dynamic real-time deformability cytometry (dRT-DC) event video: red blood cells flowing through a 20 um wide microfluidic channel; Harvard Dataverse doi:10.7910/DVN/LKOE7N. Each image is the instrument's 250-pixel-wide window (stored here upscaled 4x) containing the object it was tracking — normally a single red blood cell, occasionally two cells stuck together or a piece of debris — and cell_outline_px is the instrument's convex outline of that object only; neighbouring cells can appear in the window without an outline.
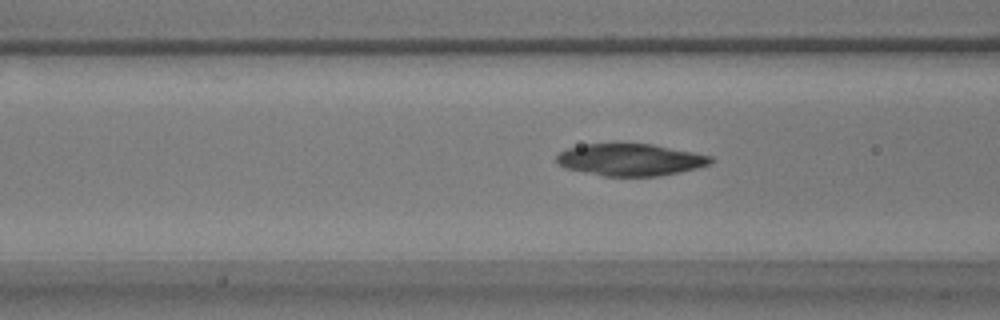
{"species": "common noctule bat (a hibernating species)", "species_latin": "Nyctalus noctula", "temperature_condition": "warm", "stored_images_in_passage": 34, "camera_frame_rate_fps": 3000, "um_per_image_px": 0.085, "animal": {"sex": "male", "body_mass_g": 17.9}, "frame": {"image": 1, "passage_image": 11, "time_ms": 3.333, "image_size_px": [1000, 320], "cell_outline_px": [[716, 160], [712, 164], [680, 172], [656, 176], [604, 176], [568, 168], [560, 164], [556, 160], [556, 156], [560, 152], [568, 148], [584, 144], [652, 144], [712, 156]], "centroid_in_image_um": [53.63, 13.58], "position_along_channel_um": 113.0, "area_um2": 28.5}}
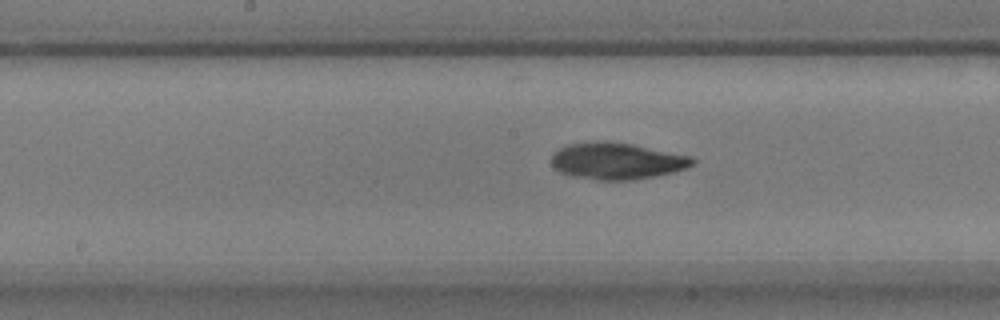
{"frame": {"image": 2, "passage_image": 18, "time_ms": 5.667, "image_size_px": [1000, 320], "cell_outline_px": [[696, 160], [692, 164], [684, 168], [672, 172], [656, 176], [632, 180], [596, 180], [572, 176], [560, 172], [552, 168], [552, 156], [560, 148], [568, 144], [600, 140], [632, 144], [692, 156]], "centroid_in_image_um": [52.41, 13.68], "position_along_channel_um": 195.8, "area_um2": 30.11}}
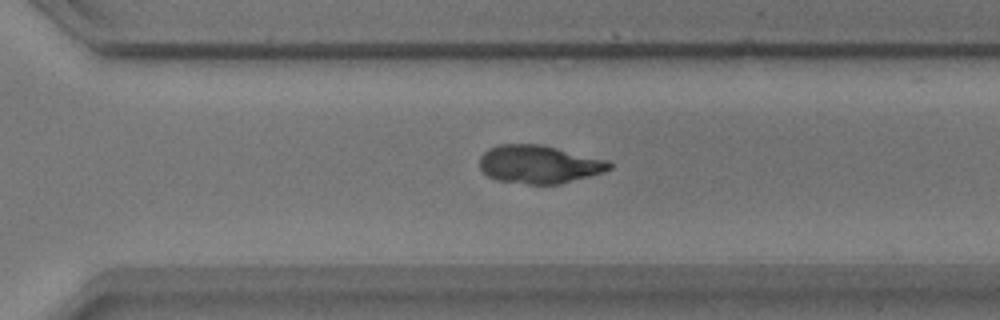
{"frame": {"image": 3, "passage_image": 29, "time_ms": 9.333, "image_size_px": [1000, 320], "cell_outline_px": [[612, 168], [604, 172], [556, 184], [528, 184], [496, 180], [488, 176], [480, 168], [480, 156], [488, 148], [500, 144], [540, 144], [608, 160], [612, 164]], "centroid_in_image_um": [45.8, 13.96], "position_along_channel_um": 324.8, "area_um2": 28.67}}